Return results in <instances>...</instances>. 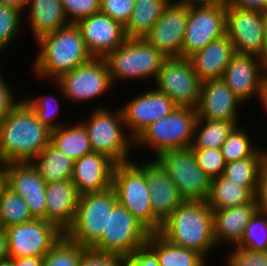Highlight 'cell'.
<instances>
[{"label": "cell", "mask_w": 267, "mask_h": 266, "mask_svg": "<svg viewBox=\"0 0 267 266\" xmlns=\"http://www.w3.org/2000/svg\"><path fill=\"white\" fill-rule=\"evenodd\" d=\"M50 140L51 129L23 98L0 121V154L6 163L32 162Z\"/></svg>", "instance_id": "1"}, {"label": "cell", "mask_w": 267, "mask_h": 266, "mask_svg": "<svg viewBox=\"0 0 267 266\" xmlns=\"http://www.w3.org/2000/svg\"><path fill=\"white\" fill-rule=\"evenodd\" d=\"M36 42L39 51L31 69L38 78H49L55 82L93 58L79 27L73 23L42 36Z\"/></svg>", "instance_id": "2"}, {"label": "cell", "mask_w": 267, "mask_h": 266, "mask_svg": "<svg viewBox=\"0 0 267 266\" xmlns=\"http://www.w3.org/2000/svg\"><path fill=\"white\" fill-rule=\"evenodd\" d=\"M169 242L194 250L205 259L217 247L213 210L204 201H184L162 222L158 232Z\"/></svg>", "instance_id": "3"}, {"label": "cell", "mask_w": 267, "mask_h": 266, "mask_svg": "<svg viewBox=\"0 0 267 266\" xmlns=\"http://www.w3.org/2000/svg\"><path fill=\"white\" fill-rule=\"evenodd\" d=\"M91 112L87 121L79 122L87 131L92 152L105 154L116 164L132 161L128 152L135 140L122 129L126 125L121 108L111 111L99 105Z\"/></svg>", "instance_id": "4"}, {"label": "cell", "mask_w": 267, "mask_h": 266, "mask_svg": "<svg viewBox=\"0 0 267 266\" xmlns=\"http://www.w3.org/2000/svg\"><path fill=\"white\" fill-rule=\"evenodd\" d=\"M112 188L118 203L129 210L151 233L159 232L162 223L153 215L145 172L135 161L115 165Z\"/></svg>", "instance_id": "5"}, {"label": "cell", "mask_w": 267, "mask_h": 266, "mask_svg": "<svg viewBox=\"0 0 267 266\" xmlns=\"http://www.w3.org/2000/svg\"><path fill=\"white\" fill-rule=\"evenodd\" d=\"M118 203L114 189L80 195L76 215L65 236L72 242L91 249L108 227L109 214Z\"/></svg>", "instance_id": "6"}, {"label": "cell", "mask_w": 267, "mask_h": 266, "mask_svg": "<svg viewBox=\"0 0 267 266\" xmlns=\"http://www.w3.org/2000/svg\"><path fill=\"white\" fill-rule=\"evenodd\" d=\"M163 56L144 38H127V40L110 52L105 60L109 67L110 77L116 80L150 79L155 82ZM149 77V78H148Z\"/></svg>", "instance_id": "7"}, {"label": "cell", "mask_w": 267, "mask_h": 266, "mask_svg": "<svg viewBox=\"0 0 267 266\" xmlns=\"http://www.w3.org/2000/svg\"><path fill=\"white\" fill-rule=\"evenodd\" d=\"M196 120L195 108L177 107L171 114L150 124L135 139V146L153 147L155 159L166 151L190 148Z\"/></svg>", "instance_id": "8"}, {"label": "cell", "mask_w": 267, "mask_h": 266, "mask_svg": "<svg viewBox=\"0 0 267 266\" xmlns=\"http://www.w3.org/2000/svg\"><path fill=\"white\" fill-rule=\"evenodd\" d=\"M151 232L133 214L117 203L109 214L107 229L91 248L98 253L128 256L146 245Z\"/></svg>", "instance_id": "9"}, {"label": "cell", "mask_w": 267, "mask_h": 266, "mask_svg": "<svg viewBox=\"0 0 267 266\" xmlns=\"http://www.w3.org/2000/svg\"><path fill=\"white\" fill-rule=\"evenodd\" d=\"M155 89L166 94L178 107L197 108L202 81L189 58L169 57L162 62Z\"/></svg>", "instance_id": "10"}, {"label": "cell", "mask_w": 267, "mask_h": 266, "mask_svg": "<svg viewBox=\"0 0 267 266\" xmlns=\"http://www.w3.org/2000/svg\"><path fill=\"white\" fill-rule=\"evenodd\" d=\"M156 159L185 201H207L211 179L199 168L191 148L166 151Z\"/></svg>", "instance_id": "11"}, {"label": "cell", "mask_w": 267, "mask_h": 266, "mask_svg": "<svg viewBox=\"0 0 267 266\" xmlns=\"http://www.w3.org/2000/svg\"><path fill=\"white\" fill-rule=\"evenodd\" d=\"M59 92L74 103L93 101L113 87L105 58L93 57L55 81Z\"/></svg>", "instance_id": "12"}, {"label": "cell", "mask_w": 267, "mask_h": 266, "mask_svg": "<svg viewBox=\"0 0 267 266\" xmlns=\"http://www.w3.org/2000/svg\"><path fill=\"white\" fill-rule=\"evenodd\" d=\"M226 35L239 54L262 59L267 45L266 15L235 7H226Z\"/></svg>", "instance_id": "13"}, {"label": "cell", "mask_w": 267, "mask_h": 266, "mask_svg": "<svg viewBox=\"0 0 267 266\" xmlns=\"http://www.w3.org/2000/svg\"><path fill=\"white\" fill-rule=\"evenodd\" d=\"M226 34V6H190L181 57L189 58Z\"/></svg>", "instance_id": "14"}, {"label": "cell", "mask_w": 267, "mask_h": 266, "mask_svg": "<svg viewBox=\"0 0 267 266\" xmlns=\"http://www.w3.org/2000/svg\"><path fill=\"white\" fill-rule=\"evenodd\" d=\"M8 235V259L43 257L64 235L54 224L43 219L13 225Z\"/></svg>", "instance_id": "15"}, {"label": "cell", "mask_w": 267, "mask_h": 266, "mask_svg": "<svg viewBox=\"0 0 267 266\" xmlns=\"http://www.w3.org/2000/svg\"><path fill=\"white\" fill-rule=\"evenodd\" d=\"M189 6L171 1L144 39L163 56L181 57Z\"/></svg>", "instance_id": "16"}, {"label": "cell", "mask_w": 267, "mask_h": 266, "mask_svg": "<svg viewBox=\"0 0 267 266\" xmlns=\"http://www.w3.org/2000/svg\"><path fill=\"white\" fill-rule=\"evenodd\" d=\"M130 99L121 112L129 135L135 140L150 124L171 114L178 106L166 94L149 88Z\"/></svg>", "instance_id": "17"}, {"label": "cell", "mask_w": 267, "mask_h": 266, "mask_svg": "<svg viewBox=\"0 0 267 266\" xmlns=\"http://www.w3.org/2000/svg\"><path fill=\"white\" fill-rule=\"evenodd\" d=\"M76 25L87 50L95 58H105L127 40L125 26L102 12L80 19Z\"/></svg>", "instance_id": "18"}, {"label": "cell", "mask_w": 267, "mask_h": 266, "mask_svg": "<svg viewBox=\"0 0 267 266\" xmlns=\"http://www.w3.org/2000/svg\"><path fill=\"white\" fill-rule=\"evenodd\" d=\"M20 195L34 219L46 220V183L31 162L8 163V183Z\"/></svg>", "instance_id": "19"}, {"label": "cell", "mask_w": 267, "mask_h": 266, "mask_svg": "<svg viewBox=\"0 0 267 266\" xmlns=\"http://www.w3.org/2000/svg\"><path fill=\"white\" fill-rule=\"evenodd\" d=\"M138 166L145 172L151 196L153 215L162 223L185 200L167 170L155 158Z\"/></svg>", "instance_id": "20"}, {"label": "cell", "mask_w": 267, "mask_h": 266, "mask_svg": "<svg viewBox=\"0 0 267 266\" xmlns=\"http://www.w3.org/2000/svg\"><path fill=\"white\" fill-rule=\"evenodd\" d=\"M241 104L244 105L222 79L202 82L197 119L238 122Z\"/></svg>", "instance_id": "21"}, {"label": "cell", "mask_w": 267, "mask_h": 266, "mask_svg": "<svg viewBox=\"0 0 267 266\" xmlns=\"http://www.w3.org/2000/svg\"><path fill=\"white\" fill-rule=\"evenodd\" d=\"M265 68L261 58L235 53L224 70L222 80L243 103L258 97Z\"/></svg>", "instance_id": "22"}, {"label": "cell", "mask_w": 267, "mask_h": 266, "mask_svg": "<svg viewBox=\"0 0 267 266\" xmlns=\"http://www.w3.org/2000/svg\"><path fill=\"white\" fill-rule=\"evenodd\" d=\"M116 163L107 155L92 152L74 162L72 181L80 195L102 192L112 187Z\"/></svg>", "instance_id": "23"}, {"label": "cell", "mask_w": 267, "mask_h": 266, "mask_svg": "<svg viewBox=\"0 0 267 266\" xmlns=\"http://www.w3.org/2000/svg\"><path fill=\"white\" fill-rule=\"evenodd\" d=\"M45 192L46 221L65 234L74 221L80 194L72 179L47 183Z\"/></svg>", "instance_id": "24"}, {"label": "cell", "mask_w": 267, "mask_h": 266, "mask_svg": "<svg viewBox=\"0 0 267 266\" xmlns=\"http://www.w3.org/2000/svg\"><path fill=\"white\" fill-rule=\"evenodd\" d=\"M235 53L233 43L225 34L194 53L189 59L198 78L205 82L221 79Z\"/></svg>", "instance_id": "25"}, {"label": "cell", "mask_w": 267, "mask_h": 266, "mask_svg": "<svg viewBox=\"0 0 267 266\" xmlns=\"http://www.w3.org/2000/svg\"><path fill=\"white\" fill-rule=\"evenodd\" d=\"M257 210L256 199L241 206L213 210L214 238L217 246L224 242L238 245L248 222Z\"/></svg>", "instance_id": "26"}, {"label": "cell", "mask_w": 267, "mask_h": 266, "mask_svg": "<svg viewBox=\"0 0 267 266\" xmlns=\"http://www.w3.org/2000/svg\"><path fill=\"white\" fill-rule=\"evenodd\" d=\"M29 24L34 39L56 32L69 25L61 0H28Z\"/></svg>", "instance_id": "27"}, {"label": "cell", "mask_w": 267, "mask_h": 266, "mask_svg": "<svg viewBox=\"0 0 267 266\" xmlns=\"http://www.w3.org/2000/svg\"><path fill=\"white\" fill-rule=\"evenodd\" d=\"M146 245L155 253L159 266H205L207 264L206 259L198 252L177 246L158 232L150 234Z\"/></svg>", "instance_id": "28"}, {"label": "cell", "mask_w": 267, "mask_h": 266, "mask_svg": "<svg viewBox=\"0 0 267 266\" xmlns=\"http://www.w3.org/2000/svg\"><path fill=\"white\" fill-rule=\"evenodd\" d=\"M74 162L50 142L31 163L47 184L71 179Z\"/></svg>", "instance_id": "29"}, {"label": "cell", "mask_w": 267, "mask_h": 266, "mask_svg": "<svg viewBox=\"0 0 267 266\" xmlns=\"http://www.w3.org/2000/svg\"><path fill=\"white\" fill-rule=\"evenodd\" d=\"M255 195L244 186L237 185L223 175L211 179L207 205L212 209H226L251 203Z\"/></svg>", "instance_id": "30"}, {"label": "cell", "mask_w": 267, "mask_h": 266, "mask_svg": "<svg viewBox=\"0 0 267 266\" xmlns=\"http://www.w3.org/2000/svg\"><path fill=\"white\" fill-rule=\"evenodd\" d=\"M170 0H135L134 9L125 25L127 38H144L163 14Z\"/></svg>", "instance_id": "31"}, {"label": "cell", "mask_w": 267, "mask_h": 266, "mask_svg": "<svg viewBox=\"0 0 267 266\" xmlns=\"http://www.w3.org/2000/svg\"><path fill=\"white\" fill-rule=\"evenodd\" d=\"M50 142L73 161L92 153L89 136L80 122L71 126L64 123L59 128L51 130Z\"/></svg>", "instance_id": "32"}, {"label": "cell", "mask_w": 267, "mask_h": 266, "mask_svg": "<svg viewBox=\"0 0 267 266\" xmlns=\"http://www.w3.org/2000/svg\"><path fill=\"white\" fill-rule=\"evenodd\" d=\"M236 125H238V122L197 119L190 148L221 149Z\"/></svg>", "instance_id": "33"}, {"label": "cell", "mask_w": 267, "mask_h": 266, "mask_svg": "<svg viewBox=\"0 0 267 266\" xmlns=\"http://www.w3.org/2000/svg\"><path fill=\"white\" fill-rule=\"evenodd\" d=\"M266 158L267 156H251L226 163L223 176L232 183L247 187L255 195L260 170Z\"/></svg>", "instance_id": "34"}, {"label": "cell", "mask_w": 267, "mask_h": 266, "mask_svg": "<svg viewBox=\"0 0 267 266\" xmlns=\"http://www.w3.org/2000/svg\"><path fill=\"white\" fill-rule=\"evenodd\" d=\"M251 142L248 130L236 125L221 147L225 162L230 163L251 156H267L266 149L262 150Z\"/></svg>", "instance_id": "35"}, {"label": "cell", "mask_w": 267, "mask_h": 266, "mask_svg": "<svg viewBox=\"0 0 267 266\" xmlns=\"http://www.w3.org/2000/svg\"><path fill=\"white\" fill-rule=\"evenodd\" d=\"M34 220L24 199L8 187L0 196V227L4 229Z\"/></svg>", "instance_id": "36"}, {"label": "cell", "mask_w": 267, "mask_h": 266, "mask_svg": "<svg viewBox=\"0 0 267 266\" xmlns=\"http://www.w3.org/2000/svg\"><path fill=\"white\" fill-rule=\"evenodd\" d=\"M88 248L70 241L65 235L43 256V266H79Z\"/></svg>", "instance_id": "37"}, {"label": "cell", "mask_w": 267, "mask_h": 266, "mask_svg": "<svg viewBox=\"0 0 267 266\" xmlns=\"http://www.w3.org/2000/svg\"><path fill=\"white\" fill-rule=\"evenodd\" d=\"M238 246L250 251H267V211L255 212Z\"/></svg>", "instance_id": "38"}, {"label": "cell", "mask_w": 267, "mask_h": 266, "mask_svg": "<svg viewBox=\"0 0 267 266\" xmlns=\"http://www.w3.org/2000/svg\"><path fill=\"white\" fill-rule=\"evenodd\" d=\"M22 14L23 12L14 7L0 4V53L18 37L23 23Z\"/></svg>", "instance_id": "39"}, {"label": "cell", "mask_w": 267, "mask_h": 266, "mask_svg": "<svg viewBox=\"0 0 267 266\" xmlns=\"http://www.w3.org/2000/svg\"><path fill=\"white\" fill-rule=\"evenodd\" d=\"M24 100L31 106L34 110L38 120L46 125L49 129L54 130L63 125L64 122L56 120L55 118L59 116V101L54 96L44 95L40 98H24ZM62 124H61V123Z\"/></svg>", "instance_id": "40"}, {"label": "cell", "mask_w": 267, "mask_h": 266, "mask_svg": "<svg viewBox=\"0 0 267 266\" xmlns=\"http://www.w3.org/2000/svg\"><path fill=\"white\" fill-rule=\"evenodd\" d=\"M199 168L210 178L220 177L224 174L226 162L221 149L217 148H191Z\"/></svg>", "instance_id": "41"}, {"label": "cell", "mask_w": 267, "mask_h": 266, "mask_svg": "<svg viewBox=\"0 0 267 266\" xmlns=\"http://www.w3.org/2000/svg\"><path fill=\"white\" fill-rule=\"evenodd\" d=\"M69 23L76 24L80 19L100 12V0H61Z\"/></svg>", "instance_id": "42"}, {"label": "cell", "mask_w": 267, "mask_h": 266, "mask_svg": "<svg viewBox=\"0 0 267 266\" xmlns=\"http://www.w3.org/2000/svg\"><path fill=\"white\" fill-rule=\"evenodd\" d=\"M227 256V266H267V251H250L235 245Z\"/></svg>", "instance_id": "43"}, {"label": "cell", "mask_w": 267, "mask_h": 266, "mask_svg": "<svg viewBox=\"0 0 267 266\" xmlns=\"http://www.w3.org/2000/svg\"><path fill=\"white\" fill-rule=\"evenodd\" d=\"M134 3L135 0H100V12L125 26L133 12Z\"/></svg>", "instance_id": "44"}, {"label": "cell", "mask_w": 267, "mask_h": 266, "mask_svg": "<svg viewBox=\"0 0 267 266\" xmlns=\"http://www.w3.org/2000/svg\"><path fill=\"white\" fill-rule=\"evenodd\" d=\"M79 266H123V256L88 249L83 254Z\"/></svg>", "instance_id": "45"}, {"label": "cell", "mask_w": 267, "mask_h": 266, "mask_svg": "<svg viewBox=\"0 0 267 266\" xmlns=\"http://www.w3.org/2000/svg\"><path fill=\"white\" fill-rule=\"evenodd\" d=\"M123 266H159L155 253L144 245L131 255L123 257Z\"/></svg>", "instance_id": "46"}, {"label": "cell", "mask_w": 267, "mask_h": 266, "mask_svg": "<svg viewBox=\"0 0 267 266\" xmlns=\"http://www.w3.org/2000/svg\"><path fill=\"white\" fill-rule=\"evenodd\" d=\"M1 72V71H0ZM0 73V121L20 102L15 100V95L9 84Z\"/></svg>", "instance_id": "47"}, {"label": "cell", "mask_w": 267, "mask_h": 266, "mask_svg": "<svg viewBox=\"0 0 267 266\" xmlns=\"http://www.w3.org/2000/svg\"><path fill=\"white\" fill-rule=\"evenodd\" d=\"M255 199L258 209L267 211V158L260 170Z\"/></svg>", "instance_id": "48"}, {"label": "cell", "mask_w": 267, "mask_h": 266, "mask_svg": "<svg viewBox=\"0 0 267 266\" xmlns=\"http://www.w3.org/2000/svg\"><path fill=\"white\" fill-rule=\"evenodd\" d=\"M224 5L226 7L251 10L263 14L267 13V0H224Z\"/></svg>", "instance_id": "49"}, {"label": "cell", "mask_w": 267, "mask_h": 266, "mask_svg": "<svg viewBox=\"0 0 267 266\" xmlns=\"http://www.w3.org/2000/svg\"><path fill=\"white\" fill-rule=\"evenodd\" d=\"M12 266H43V257H24L16 259H8Z\"/></svg>", "instance_id": "50"}, {"label": "cell", "mask_w": 267, "mask_h": 266, "mask_svg": "<svg viewBox=\"0 0 267 266\" xmlns=\"http://www.w3.org/2000/svg\"><path fill=\"white\" fill-rule=\"evenodd\" d=\"M8 235L3 227H0V262L8 260Z\"/></svg>", "instance_id": "51"}, {"label": "cell", "mask_w": 267, "mask_h": 266, "mask_svg": "<svg viewBox=\"0 0 267 266\" xmlns=\"http://www.w3.org/2000/svg\"><path fill=\"white\" fill-rule=\"evenodd\" d=\"M263 73L258 97L262 105L261 107H263L264 112L267 113V69H265Z\"/></svg>", "instance_id": "52"}, {"label": "cell", "mask_w": 267, "mask_h": 266, "mask_svg": "<svg viewBox=\"0 0 267 266\" xmlns=\"http://www.w3.org/2000/svg\"><path fill=\"white\" fill-rule=\"evenodd\" d=\"M176 2L185 4L187 6H203V5H216L223 4L224 0H176Z\"/></svg>", "instance_id": "53"}, {"label": "cell", "mask_w": 267, "mask_h": 266, "mask_svg": "<svg viewBox=\"0 0 267 266\" xmlns=\"http://www.w3.org/2000/svg\"><path fill=\"white\" fill-rule=\"evenodd\" d=\"M8 163H5L0 168V196L3 194L5 189L8 187Z\"/></svg>", "instance_id": "54"}, {"label": "cell", "mask_w": 267, "mask_h": 266, "mask_svg": "<svg viewBox=\"0 0 267 266\" xmlns=\"http://www.w3.org/2000/svg\"><path fill=\"white\" fill-rule=\"evenodd\" d=\"M0 4L14 7L21 12L26 9L28 0H0Z\"/></svg>", "instance_id": "55"}, {"label": "cell", "mask_w": 267, "mask_h": 266, "mask_svg": "<svg viewBox=\"0 0 267 266\" xmlns=\"http://www.w3.org/2000/svg\"><path fill=\"white\" fill-rule=\"evenodd\" d=\"M262 61H263L264 68L267 69V45H266L265 53L262 57Z\"/></svg>", "instance_id": "56"}, {"label": "cell", "mask_w": 267, "mask_h": 266, "mask_svg": "<svg viewBox=\"0 0 267 266\" xmlns=\"http://www.w3.org/2000/svg\"><path fill=\"white\" fill-rule=\"evenodd\" d=\"M0 266H12V264L9 260H5L0 262Z\"/></svg>", "instance_id": "57"}, {"label": "cell", "mask_w": 267, "mask_h": 266, "mask_svg": "<svg viewBox=\"0 0 267 266\" xmlns=\"http://www.w3.org/2000/svg\"><path fill=\"white\" fill-rule=\"evenodd\" d=\"M6 162L4 161V159L2 158L1 154H0V168L5 164Z\"/></svg>", "instance_id": "58"}]
</instances>
